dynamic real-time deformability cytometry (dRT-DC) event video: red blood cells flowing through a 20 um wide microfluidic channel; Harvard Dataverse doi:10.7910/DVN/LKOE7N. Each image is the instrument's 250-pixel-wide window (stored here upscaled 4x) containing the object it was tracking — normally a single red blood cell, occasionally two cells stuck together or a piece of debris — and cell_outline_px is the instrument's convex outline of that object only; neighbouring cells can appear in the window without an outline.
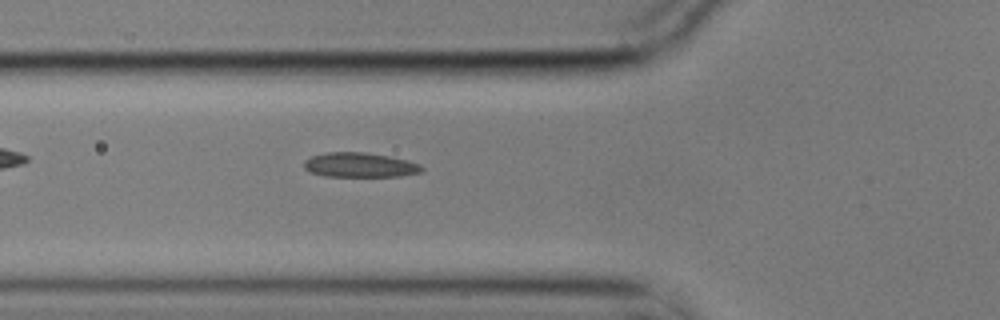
{"species": "common noctule bat (a hibernating species)", "species_latin": "Nyctalus noctula", "temperature_condition": "cold", "stored_images_in_passage": 37, "camera_frame_rate_fps": 3000, "um_per_image_px": 0.085, "animal": {"sex": "male", "body_mass_g": 17.9}, "frame": {"image": 1, "passage_image": 3, "time_ms": 0.667, "image_size_px": [1000, 320], "cell_outline_px": [[424, 168], [420, 172], [400, 176], [324, 176], [308, 172], [304, 168], [304, 160], [312, 156], [328, 152], [364, 152], [388, 156], [408, 160], [420, 164]], "centroid_in_image_um": [30.56, 14.02], "position_along_channel_um": 95.2, "area_um2": 16.88}}
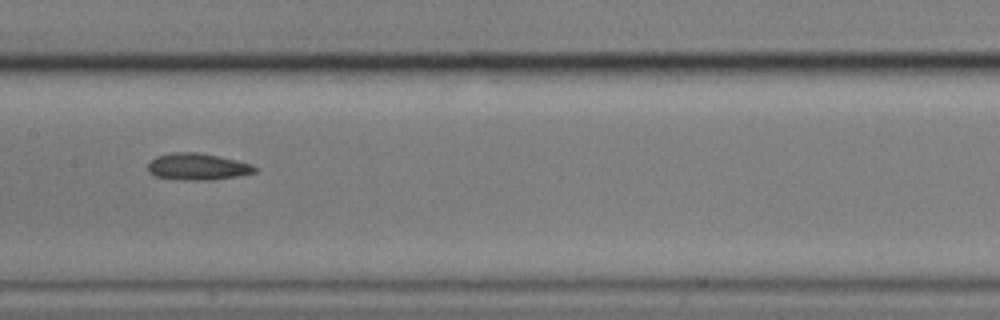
{"frame": {"image": 2, "passage_image": 11, "time_ms": 3.333, "image_size_px": [1000, 320], "cell_outline_px": [[256, 172], [236, 176], [212, 180], [176, 180], [156, 176], [148, 172], [148, 164], [156, 156], [172, 152], [200, 152], [236, 160], [252, 164], [256, 168]], "centroid_in_image_um": [16.77, 14.17], "position_along_channel_um": 190.6, "area_um2": 16.7}}
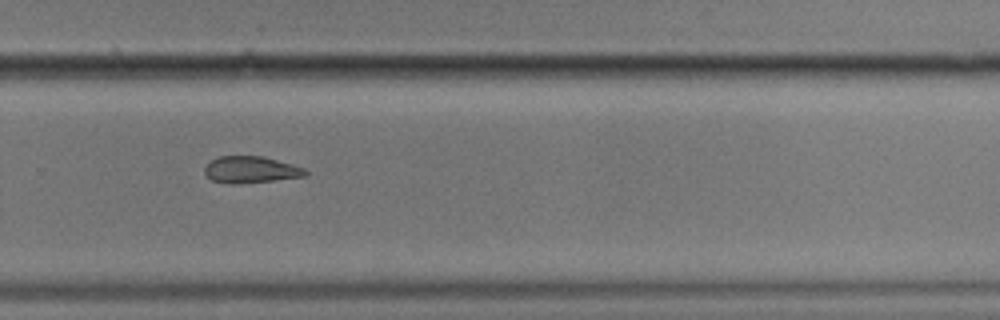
{"frame": {"image": 3, "passage_image": 21, "time_ms": 6.667, "image_size_px": [1000, 320], "cell_outline_px": [[308, 176], [236, 184], [228, 184], [212, 180], [204, 172], [204, 168], [212, 160], [220, 156], [264, 156], [292, 164], [304, 168], [308, 172]], "centroid_in_image_um": [21.33, 14.42], "position_along_channel_um": 308.5, "area_um2": 15.61}}